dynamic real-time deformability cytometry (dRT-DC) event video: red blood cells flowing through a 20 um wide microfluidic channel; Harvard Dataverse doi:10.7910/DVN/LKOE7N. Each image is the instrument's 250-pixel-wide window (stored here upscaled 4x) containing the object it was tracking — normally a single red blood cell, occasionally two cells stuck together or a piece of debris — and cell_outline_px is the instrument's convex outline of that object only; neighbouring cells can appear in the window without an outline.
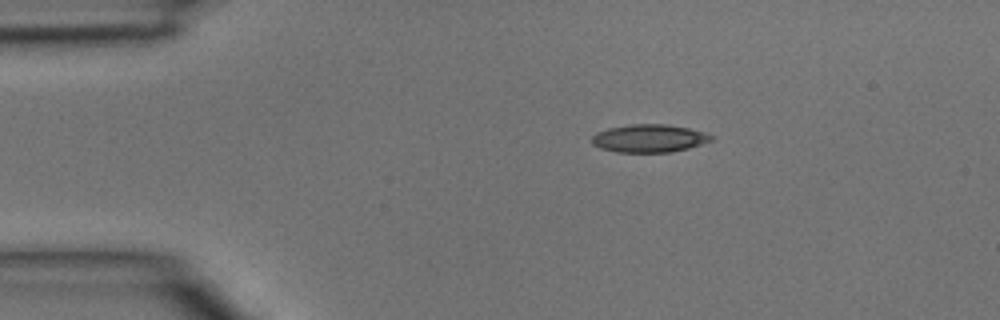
{"species": "common noctule bat (a hibernating species)", "species_latin": "Nyctalus noctula", "temperature_condition": "room temperature", "stored_images_in_passage": 3, "camera_frame_rate_fps": 3000, "um_per_image_px": 0.085, "animal": {"sex": "male", "body_mass_g": 15.6}, "frame": {"image": 1, "passage_image": 2, "time_ms": 0.333, "image_size_px": [1000, 320], "cell_outline_px": [[712, 140], [688, 148], [672, 152], [616, 152], [600, 148], [592, 144], [592, 136], [596, 132], [608, 128], [632, 124], [668, 124], [688, 128], [704, 132], [712, 136]], "centroid_in_image_um": [55.15, 11.76], "position_along_channel_um": 29.9, "area_um2": 19.36}}